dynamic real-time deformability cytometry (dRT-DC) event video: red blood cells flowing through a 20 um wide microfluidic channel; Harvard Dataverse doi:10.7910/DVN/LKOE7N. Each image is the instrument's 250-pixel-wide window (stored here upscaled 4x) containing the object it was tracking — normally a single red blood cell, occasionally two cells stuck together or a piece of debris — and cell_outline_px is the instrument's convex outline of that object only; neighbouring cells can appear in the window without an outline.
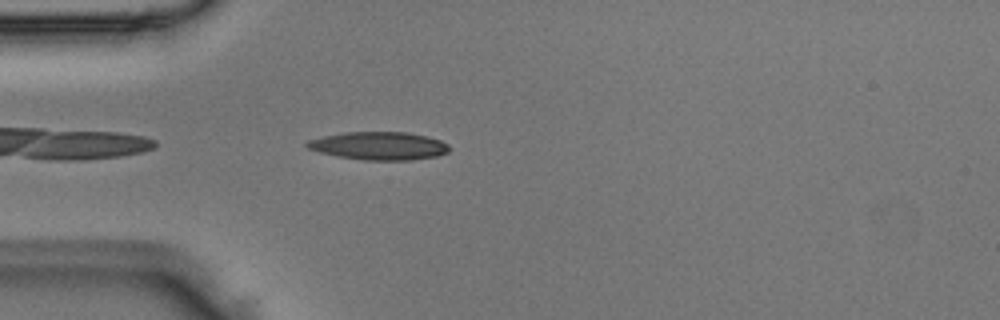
{"species": "Egyptian fruit bat (a non-hibernating species)", "species_latin": "Rousettus aegyptiacus", "temperature_condition": "room temperature", "stored_images_in_passage": 38, "camera_frame_rate_fps": 3000, "um_per_image_px": 0.085, "animal": {"sex": "male"}, "frame": {"image": 1, "passage_image": 2, "time_ms": 0.333, "image_size_px": [1000, 320], "cell_outline_px": [[448, 152], [436, 156], [412, 160], [364, 160], [340, 156], [320, 152], [308, 148], [304, 144], [308, 140], [324, 136], [344, 132], [408, 132], [440, 140], [448, 144]], "centroid_in_image_um": [32.21, 12.39], "position_along_channel_um": 52.8, "area_um2": 23.0}}
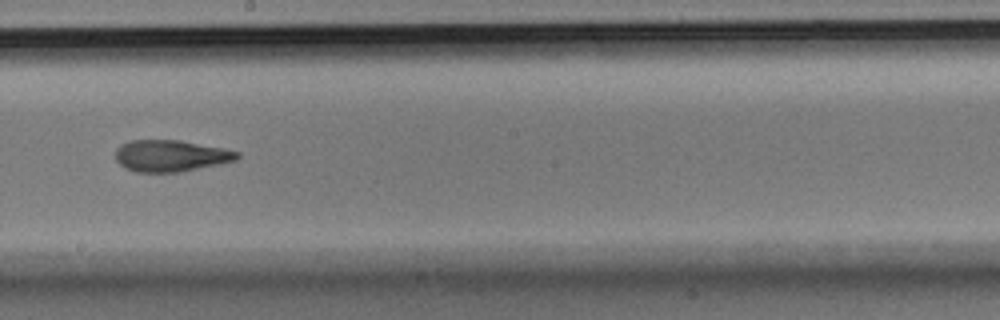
{"frame": {"image": 2, "passage_image": 16, "time_ms": 5.0, "image_size_px": [1000, 320], "cell_outline_px": [[240, 156], [236, 160], [220, 164], [180, 172], [136, 172], [124, 168], [116, 160], [116, 148], [120, 144], [128, 140], [180, 140], [224, 148], [240, 152]], "centroid_in_image_um": [14.51, 13.24], "position_along_channel_um": 233.7, "area_um2": 22.6}}
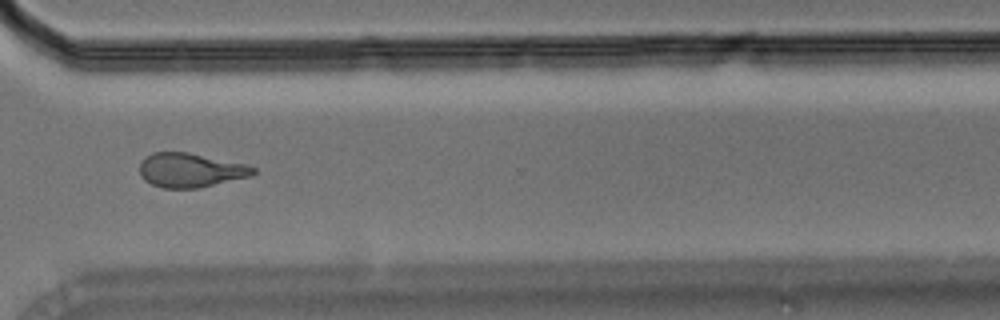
{"frame": {"image": 3, "passage_image": 25, "time_ms": 8.0, "image_size_px": [1000, 320], "cell_outline_px": [[256, 172], [248, 176], [196, 188], [164, 188], [152, 184], [144, 180], [140, 176], [140, 160], [144, 156], [152, 152], [188, 152], [244, 164], [256, 168]], "centroid_in_image_um": [16.11, 14.45], "position_along_channel_um": 354.5, "area_um2": 22.37}}